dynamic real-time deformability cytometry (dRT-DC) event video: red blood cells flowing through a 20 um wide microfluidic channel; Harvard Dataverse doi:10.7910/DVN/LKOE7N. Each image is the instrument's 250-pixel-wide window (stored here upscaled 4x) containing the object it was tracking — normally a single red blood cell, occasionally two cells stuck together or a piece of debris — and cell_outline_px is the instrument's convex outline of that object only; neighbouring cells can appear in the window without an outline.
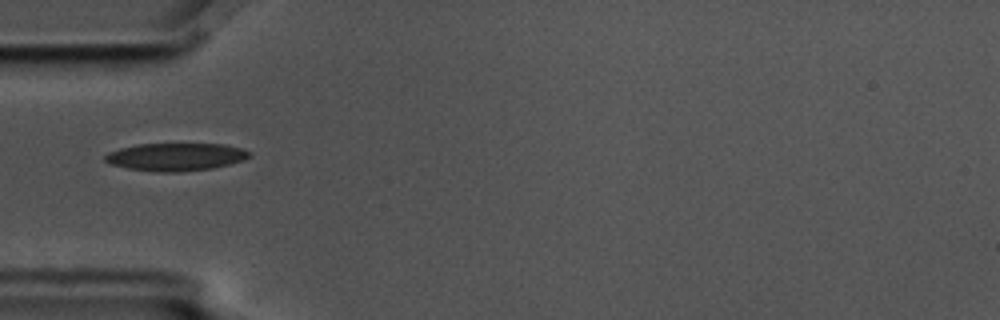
{"species": "common noctule bat (a hibernating species)", "species_latin": "Nyctalus noctula", "temperature_condition": "cold", "stored_images_in_passage": 7, "camera_frame_rate_fps": 3000, "um_per_image_px": 0.085, "animal": {"sex": "male", "body_mass_g": 17.5, "forearm_length_mm": 52.3}, "frame": {"image": 1, "passage_image": 5, "time_ms": 1.333, "image_size_px": [1000, 320], "cell_outline_px": [[252, 156], [244, 160], [212, 168], [180, 172], [160, 172], [128, 168], [112, 164], [104, 160], [104, 156], [108, 152], [120, 148], [136, 144], [228, 144], [252, 152]], "centroid_in_image_um": [14.97, 13.32], "position_along_channel_um": 70.0, "area_um2": 23.35}}